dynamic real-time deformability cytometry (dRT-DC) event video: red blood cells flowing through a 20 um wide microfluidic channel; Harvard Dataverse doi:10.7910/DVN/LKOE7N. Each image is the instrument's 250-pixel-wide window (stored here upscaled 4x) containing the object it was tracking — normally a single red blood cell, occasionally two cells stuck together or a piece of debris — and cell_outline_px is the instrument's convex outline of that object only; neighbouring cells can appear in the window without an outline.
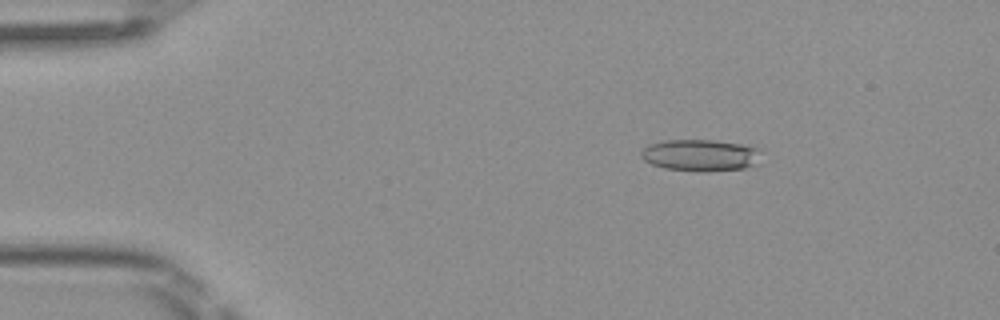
{"species": "Egyptian fruit bat (a non-hibernating species)", "species_latin": "Rousettus aegyptiacus", "temperature_condition": "room temperature", "stored_images_in_passage": 47, "camera_frame_rate_fps": 3000, "um_per_image_px": 0.085, "frame": {"image": 1, "passage_image": 5, "time_ms": 1.333, "image_size_px": [1000, 320], "cell_outline_px": [[760, 164], [744, 168], [704, 172], [664, 168], [652, 164], [644, 160], [640, 156], [640, 152], [648, 144], [664, 140], [712, 140], [740, 144], [756, 148]], "centroid_in_image_um": [59.49, 13.2], "position_along_channel_um": 25.5, "area_um2": 22.14}}
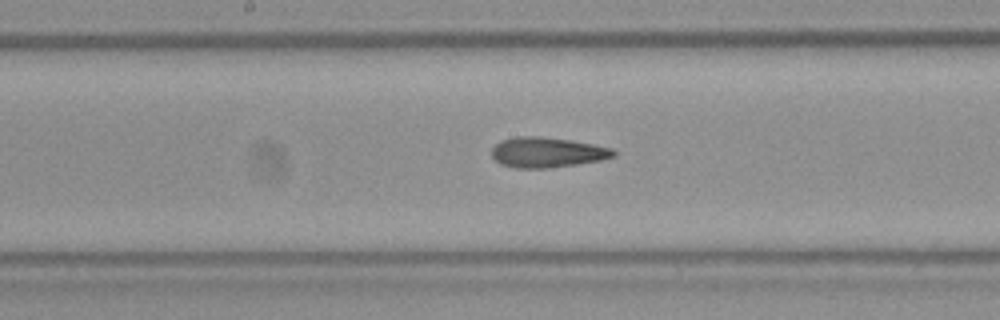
{"frame": {"image": 2, "passage_image": 23, "time_ms": 7.333, "image_size_px": [1000, 320], "cell_outline_px": [[616, 156], [600, 160], [576, 164], [548, 168], [516, 168], [500, 164], [492, 156], [492, 148], [500, 140], [516, 136], [540, 136], [568, 140], [592, 144], [612, 148], [616, 152]], "centroid_in_image_um": [46.48, 12.95], "position_along_channel_um": 201.7, "area_um2": 21.39}}
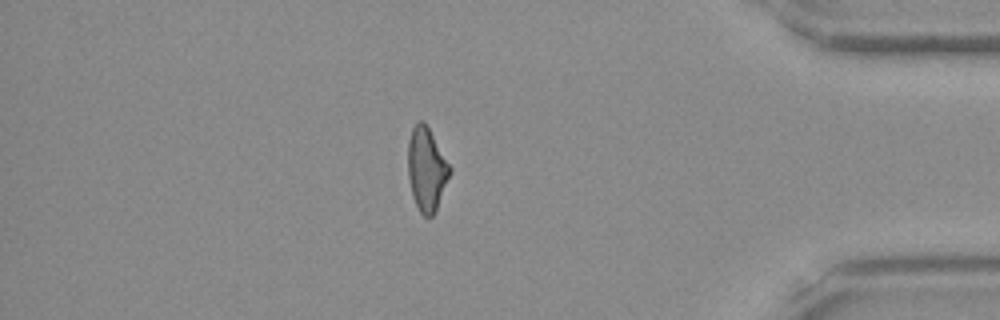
{"frame": {"image": 3, "passage_image": 40, "time_ms": 13.0, "image_size_px": [1000, 320], "cell_outline_px": [[452, 172], [436, 212], [432, 216], [424, 216], [420, 212], [412, 196], [408, 176], [408, 140], [412, 128], [416, 120], [424, 120], [452, 168]], "centroid_in_image_um": [36.27, 14.37], "position_along_channel_um": 398.9, "area_um2": 20.69}, "authors_computed_cell_mechanics": {"area_um2": 21.1548, "velocity_mm_per_s": 4.107, "shape_relaxation_time_tau1_ms": null, "shape_relaxation_time_tau2_ms": 3.0186, "deformation_change_tau1": null, "deformation_change_tau2": 0.1287}}